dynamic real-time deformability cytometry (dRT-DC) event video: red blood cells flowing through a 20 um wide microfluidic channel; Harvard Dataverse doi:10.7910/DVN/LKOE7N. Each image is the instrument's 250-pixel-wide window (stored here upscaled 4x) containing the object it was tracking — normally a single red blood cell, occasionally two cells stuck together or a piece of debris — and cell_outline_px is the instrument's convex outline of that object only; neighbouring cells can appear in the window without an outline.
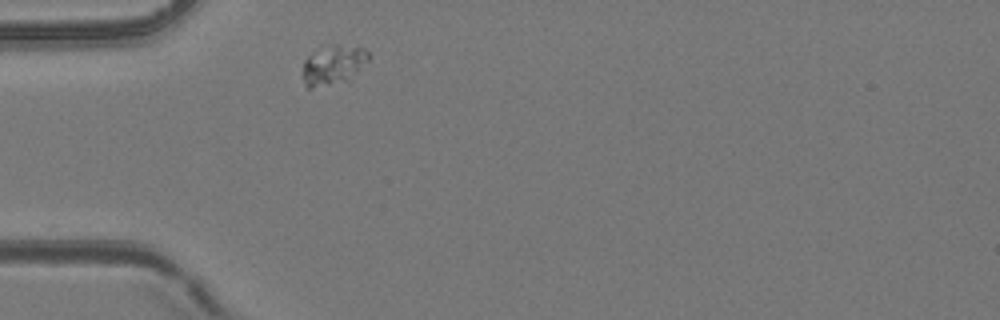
{"species": "common noctule bat (a hibernating species)", "species_latin": "Nyctalus noctula", "temperature_condition": "room temperature", "stored_images_in_passage": 2, "camera_frame_rate_fps": 3000, "um_per_image_px": 0.085, "animal": {"sex": "female", "body_mass_g": 24.6, "forearm_length_mm": 56.2}, "frame": {"image": 1, "passage_image": 1, "time_ms": 0.0, "image_size_px": [1000, 320], "cell_outline_px": [[368, 60], [352, 80], [312, 88], [308, 88], [304, 84], [300, 76], [300, 72], [304, 60], [308, 56], [336, 48], [364, 48], [368, 52]], "centroid_in_image_um": [28.29, 5.66], "position_along_channel_um": 56.7, "area_um2": 14.45}}